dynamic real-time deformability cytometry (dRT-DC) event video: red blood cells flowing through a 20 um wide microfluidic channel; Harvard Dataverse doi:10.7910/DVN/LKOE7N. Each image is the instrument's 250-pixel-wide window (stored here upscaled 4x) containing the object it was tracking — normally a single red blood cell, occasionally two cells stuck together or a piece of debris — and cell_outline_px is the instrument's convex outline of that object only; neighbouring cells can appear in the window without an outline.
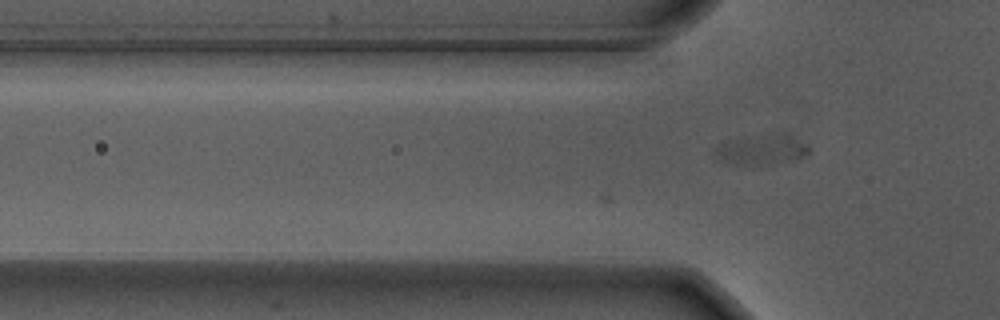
{"species": "Egyptian fruit bat (a non-hibernating species)", "species_latin": "Rousettus aegyptiacus", "temperature_condition": "warm", "stored_images_in_passage": 6, "camera_frame_rate_fps": 3000, "um_per_image_px": 0.085, "animal": {"sex": "male"}, "frame": {"image": 1, "passage_image": 6, "time_ms": 1.667, "image_size_px": [1000, 320], "cell_outline_px": [[808, 152], [792, 160], [768, 164], [724, 164], [716, 160], [712, 152], [716, 148], [724, 144], [780, 140], [792, 140], [808, 148]], "centroid_in_image_um": [64.54, 12.95], "position_along_channel_um": 61.3, "area_um2": 13.12}}